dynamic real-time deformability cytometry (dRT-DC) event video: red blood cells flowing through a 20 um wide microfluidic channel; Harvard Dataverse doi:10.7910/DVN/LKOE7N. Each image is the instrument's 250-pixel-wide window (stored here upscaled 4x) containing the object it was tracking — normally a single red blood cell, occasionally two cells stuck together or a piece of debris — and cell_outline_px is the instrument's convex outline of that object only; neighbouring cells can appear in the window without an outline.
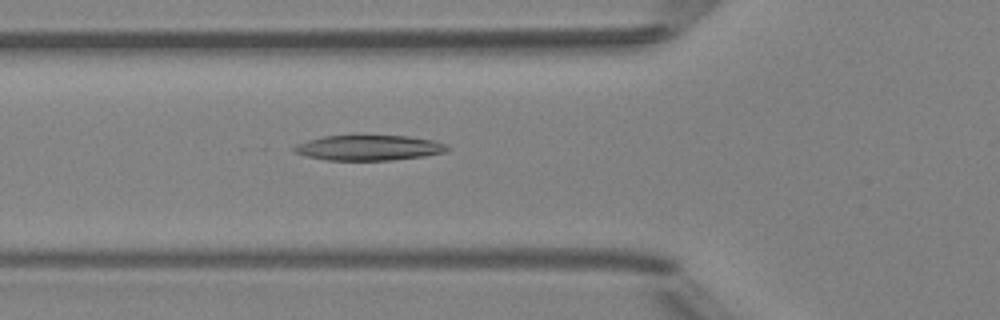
{"species": "Egyptian fruit bat (a non-hibernating species)", "species_latin": "Rousettus aegyptiacus", "temperature_condition": "room temperature", "stored_images_in_passage": 48, "camera_frame_rate_fps": 3000, "um_per_image_px": 0.085, "animal": {"sex": "female"}, "frame": {"image": 1, "passage_image": 17, "time_ms": 5.333, "image_size_px": [1000, 320], "cell_outline_px": [[452, 148], [444, 152], [424, 156], [388, 160], [328, 160], [308, 156], [296, 152], [292, 148], [296, 144], [308, 140], [324, 136], [364, 132], [408, 136], [432, 140], [444, 144]], "centroid_in_image_um": [31.35, 12.5], "position_along_channel_um": 94.5, "area_um2": 23.41}}
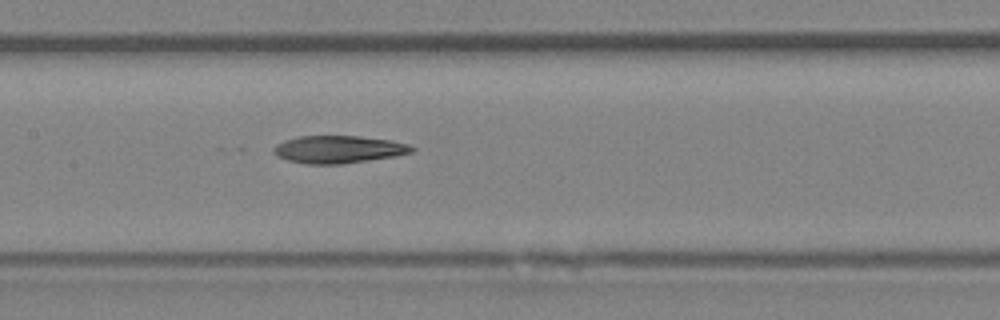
{"frame": {"image": 2, "passage_image": 23, "time_ms": 7.333, "image_size_px": [1000, 320], "cell_outline_px": [[416, 148], [412, 152], [396, 156], [340, 164], [304, 164], [288, 160], [276, 156], [272, 152], [272, 148], [276, 144], [284, 140], [300, 136], [356, 136], [392, 140], [408, 144]], "centroid_in_image_um": [28.74, 12.7], "position_along_channel_um": 178.7, "area_um2": 22.25}}
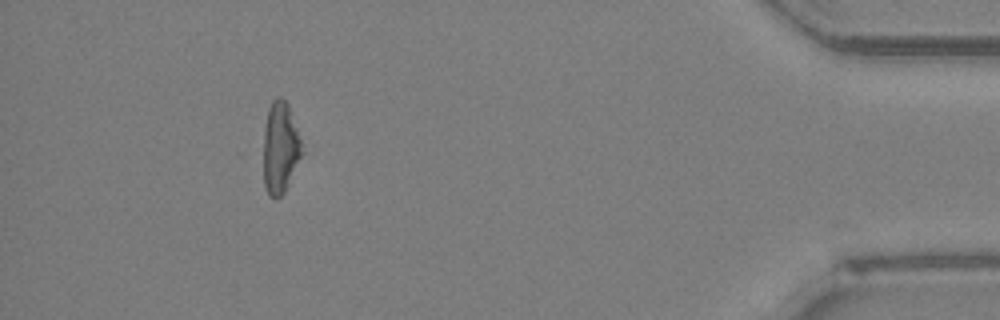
{"frame": {"image": 3, "passage_image": 44, "time_ms": 14.333, "image_size_px": [1000, 320], "cell_outline_px": [[312, 152], [284, 192], [276, 200], [268, 196], [264, 184], [264, 128], [268, 108], [272, 100], [280, 96], [288, 104]], "centroid_in_image_um": [24.01, 12.6], "position_along_channel_um": 411.2, "area_um2": 23.0}, "authors_computed_cell_mechanics": {"area_um2": 22.3975, "velocity_mm_per_s": 4.2111, "shape_relaxation_time_tau1_ms": null, "shape_relaxation_time_tau2_ms": 8.8974, "deformation_change_tau1": null, "deformation_change_tau2": 0.255}}